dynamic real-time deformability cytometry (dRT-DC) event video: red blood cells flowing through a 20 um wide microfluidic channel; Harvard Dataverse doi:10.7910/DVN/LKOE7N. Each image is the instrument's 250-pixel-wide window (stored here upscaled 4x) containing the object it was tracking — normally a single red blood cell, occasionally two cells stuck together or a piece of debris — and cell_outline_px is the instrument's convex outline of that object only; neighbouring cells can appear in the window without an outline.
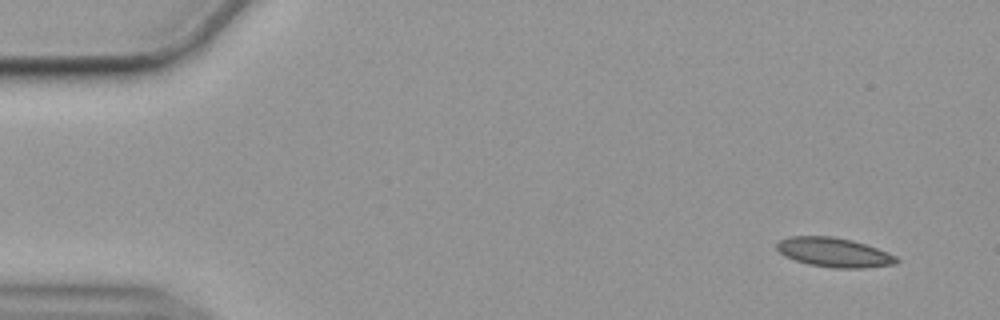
{"species": "common noctule bat (a hibernating species)", "species_latin": "Nyctalus noctula", "temperature_condition": "cold", "stored_images_in_passage": 53, "camera_frame_rate_fps": 3000, "um_per_image_px": 0.085, "animal": {"sex": "female", "body_mass_g": 19.9}, "frame": {"image": 1, "passage_image": 1, "time_ms": 0.0, "image_size_px": [1000, 320], "cell_outline_px": [[900, 260], [896, 264], [864, 268], [832, 268], [808, 264], [784, 256], [776, 248], [776, 244], [780, 240], [788, 236], [832, 236], [852, 240], [888, 252], [896, 256]], "centroid_in_image_um": [70.89, 21.45], "position_along_channel_um": 14.1, "area_um2": 20.52}}
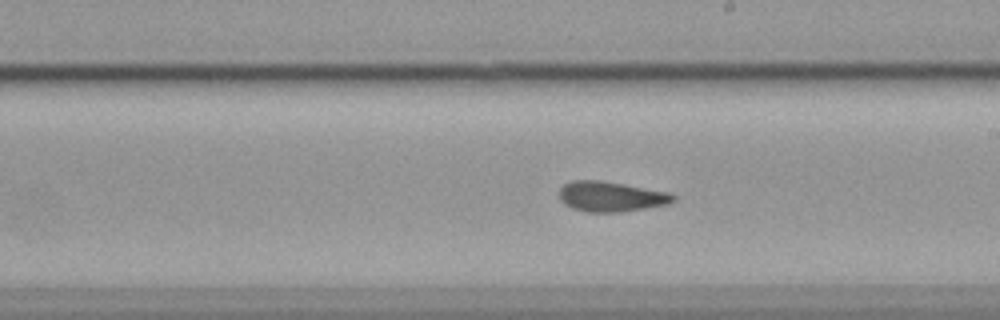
{"frame": {"image": 2, "passage_image": 29, "time_ms": 9.333, "image_size_px": [1000, 320], "cell_outline_px": [[676, 200], [668, 204], [648, 208], [620, 212], [588, 212], [572, 208], [564, 204], [560, 200], [560, 188], [564, 184], [572, 180], [600, 180], [624, 184], [668, 192], [676, 196]], "centroid_in_image_um": [51.94, 16.71], "position_along_channel_um": 237.1, "area_um2": 20.11}}
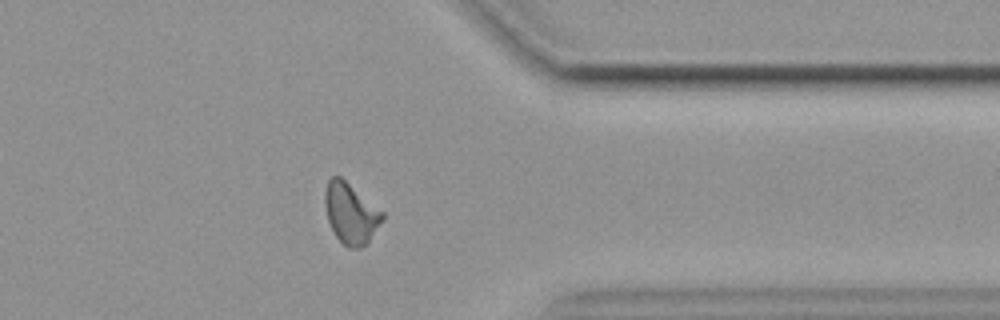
{"frame": {"image": 3, "passage_image": 42, "time_ms": 13.667, "image_size_px": [1000, 320], "cell_outline_px": [[384, 220], [368, 240], [360, 248], [348, 248], [336, 236], [328, 220], [324, 204], [324, 192], [328, 180], [332, 176], [340, 176], [384, 212]], "centroid_in_image_um": [29.81, 18.11], "position_along_channel_um": 381.6, "area_um2": 20.11}, "authors_computed_cell_mechanics": {"area_um2": 20.1144, "velocity_mm_per_s": 3.5479, "shape_relaxation_time_tau1_ms": null, "shape_relaxation_time_tau2_ms": 3.7361, "deformation_change_tau1": null, "deformation_change_tau2": 0.0811}}